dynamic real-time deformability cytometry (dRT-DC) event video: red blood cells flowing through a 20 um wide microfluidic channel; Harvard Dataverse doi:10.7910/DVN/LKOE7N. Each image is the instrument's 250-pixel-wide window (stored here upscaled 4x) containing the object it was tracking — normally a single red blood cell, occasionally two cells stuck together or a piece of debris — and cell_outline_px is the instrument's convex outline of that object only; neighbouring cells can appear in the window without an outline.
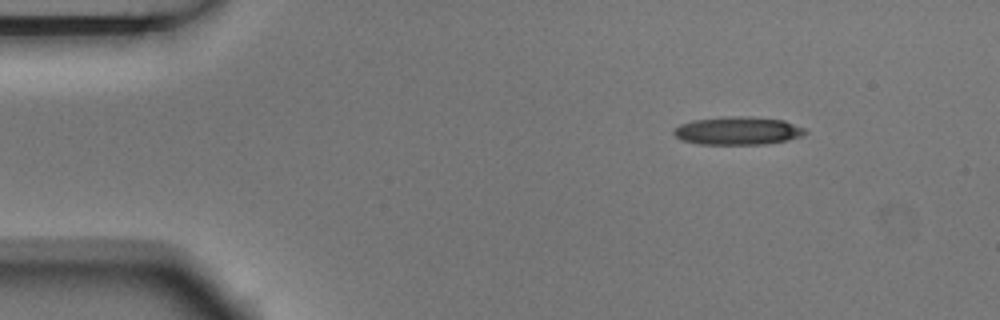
{"species": "Egyptian fruit bat (a non-hibernating species)", "species_latin": "Rousettus aegyptiacus", "temperature_condition": "room temperature", "stored_images_in_passage": 3, "camera_frame_rate_fps": 3000, "um_per_image_px": 0.085, "animal": {"sex": "male"}, "frame": {"image": 1, "passage_image": 1, "time_ms": 0.0, "image_size_px": [1000, 320], "cell_outline_px": [[808, 132], [800, 136], [788, 140], [764, 144], [700, 144], [680, 140], [672, 132], [680, 124], [692, 120], [728, 116], [752, 116], [784, 120], [804, 128]], "centroid_in_image_um": [62.71, 11.11], "position_along_channel_um": 22.3, "area_um2": 21.56}}